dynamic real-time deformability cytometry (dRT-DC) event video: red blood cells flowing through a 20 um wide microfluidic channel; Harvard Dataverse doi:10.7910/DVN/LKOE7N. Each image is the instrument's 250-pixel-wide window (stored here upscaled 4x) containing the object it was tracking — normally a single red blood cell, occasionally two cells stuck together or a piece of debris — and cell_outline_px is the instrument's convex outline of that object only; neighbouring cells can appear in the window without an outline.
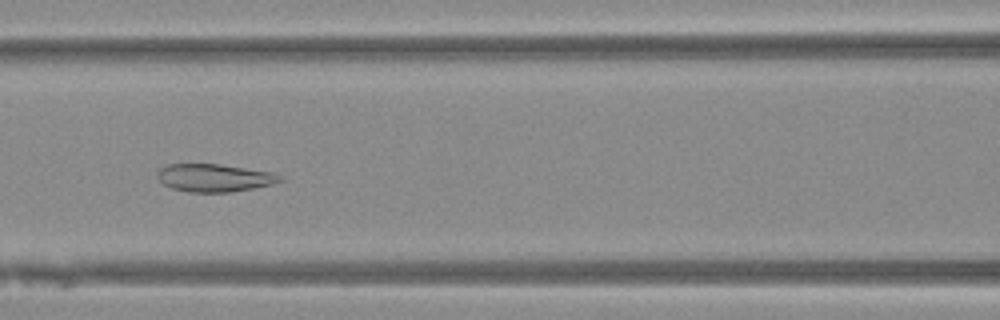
{"species": "Egyptian fruit bat (a non-hibernating species)", "species_latin": "Rousettus aegyptiacus", "temperature_condition": "warm", "stored_images_in_passage": 51, "camera_frame_rate_fps": 3000, "um_per_image_px": 0.085, "animal": {"sex": "female"}, "frame": {"image": 1, "passage_image": 23, "time_ms": 7.333, "image_size_px": [1000, 320], "cell_outline_px": [[284, 180], [272, 184], [232, 192], [188, 192], [172, 188], [164, 184], [156, 176], [156, 172], [160, 168], [168, 164], [220, 164], [276, 172]], "centroid_in_image_um": [18.23, 15.11], "position_along_channel_um": 148.4, "area_um2": 20.0}}
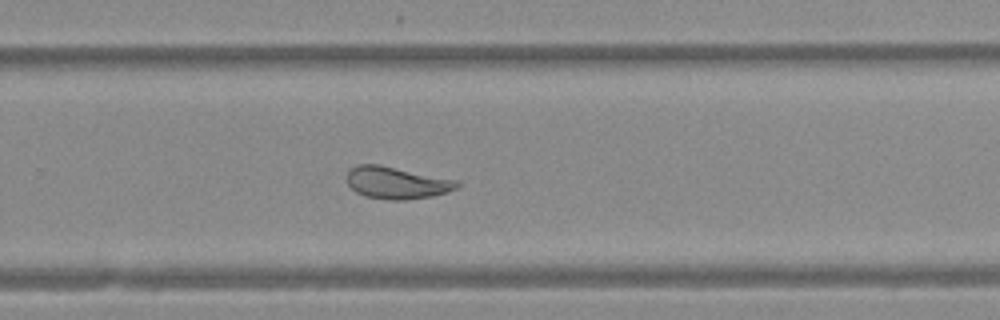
{"frame": {"image": 2, "passage_image": 34, "time_ms": 11.0, "image_size_px": [1000, 320], "cell_outline_px": [[460, 184], [456, 188], [448, 192], [432, 196], [404, 200], [392, 200], [364, 196], [356, 192], [348, 184], [344, 176], [356, 164], [380, 164], [460, 180]], "centroid_in_image_um": [33.72, 15.52], "position_along_channel_um": 296.1, "area_um2": 20.92}}
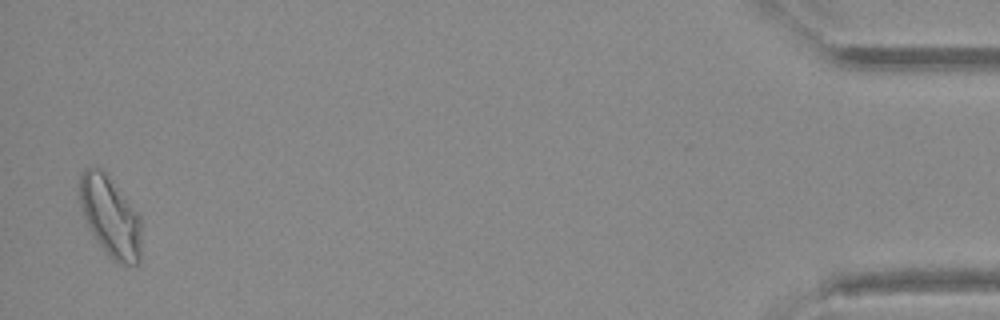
{"frame": {"image": 3, "passage_image": 50, "time_ms": 16.333, "image_size_px": [1000, 320], "cell_outline_px": [[140, 264], [120, 264], [112, 260], [108, 256], [92, 232], [84, 216], [80, 204], [80, 176], [84, 168], [104, 168], [140, 216]], "centroid_in_image_um": [9.39, 18.39], "position_along_channel_um": 425.8, "area_um2": 28.78}}